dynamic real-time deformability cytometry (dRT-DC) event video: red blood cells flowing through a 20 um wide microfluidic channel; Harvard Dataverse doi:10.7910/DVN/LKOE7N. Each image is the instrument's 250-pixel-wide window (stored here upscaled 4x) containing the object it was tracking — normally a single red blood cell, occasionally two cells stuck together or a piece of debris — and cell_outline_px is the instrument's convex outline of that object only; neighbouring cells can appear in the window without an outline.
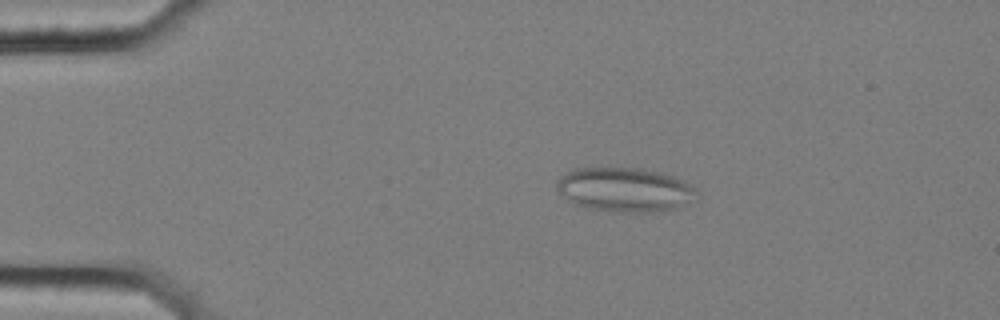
{"species": "common noctule bat (a hibernating species)", "species_latin": "Nyctalus noctula", "temperature_condition": "cold", "stored_images_in_passage": 57, "segment_of_instrument_passage": [1, 2], "camera_frame_rate_fps": 3000, "um_per_image_px": 0.085, "animal": {"sex": "female", "body_mass_g": 25.1}, "frame": {"image": 1, "passage_image": 10, "time_ms": 3.0, "image_size_px": [1000, 320], "cell_outline_px": [[696, 200], [676, 208], [648, 212], [616, 212], [588, 208], [576, 204], [568, 200], [556, 192], [556, 180], [560, 176], [576, 168], [640, 168], [660, 172], [672, 176], [692, 184], [696, 188]], "centroid_in_image_um": [53.1, 16.12], "position_along_channel_um": 31.9, "area_um2": 36.24}}